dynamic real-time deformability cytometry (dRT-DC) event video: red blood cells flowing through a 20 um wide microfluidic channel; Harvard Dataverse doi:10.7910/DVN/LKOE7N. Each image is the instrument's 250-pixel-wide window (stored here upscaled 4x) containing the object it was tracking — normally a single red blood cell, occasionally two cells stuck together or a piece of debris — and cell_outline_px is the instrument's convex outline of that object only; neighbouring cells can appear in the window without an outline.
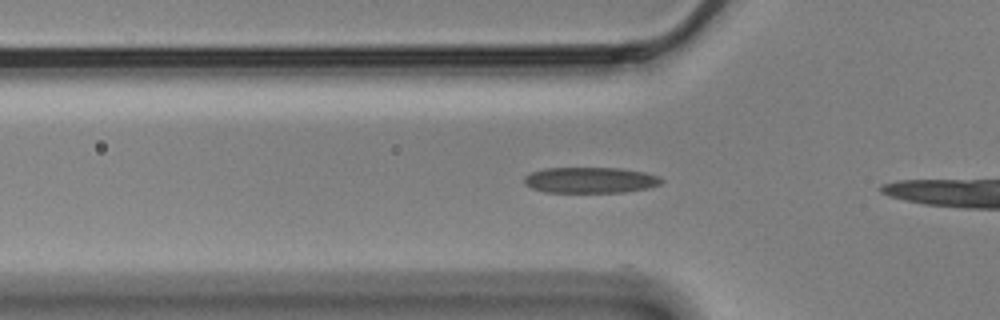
{"species": "Egyptian fruit bat (a non-hibernating species)", "species_latin": "Rousettus aegyptiacus", "temperature_condition": "cold", "stored_images_in_passage": 5, "camera_frame_rate_fps": 3000, "um_per_image_px": 0.085, "animal": {"sex": "male"}, "frame": {"image": 1, "passage_image": 2, "time_ms": 0.333, "image_size_px": [1000, 320], "cell_outline_px": [[664, 180], [660, 184], [648, 188], [624, 192], [544, 192], [532, 188], [524, 184], [524, 176], [532, 172], [544, 168], [620, 168], [644, 172], [656, 176]], "centroid_in_image_um": [50.15, 15.31], "position_along_channel_um": 75.7, "area_um2": 20.63}}